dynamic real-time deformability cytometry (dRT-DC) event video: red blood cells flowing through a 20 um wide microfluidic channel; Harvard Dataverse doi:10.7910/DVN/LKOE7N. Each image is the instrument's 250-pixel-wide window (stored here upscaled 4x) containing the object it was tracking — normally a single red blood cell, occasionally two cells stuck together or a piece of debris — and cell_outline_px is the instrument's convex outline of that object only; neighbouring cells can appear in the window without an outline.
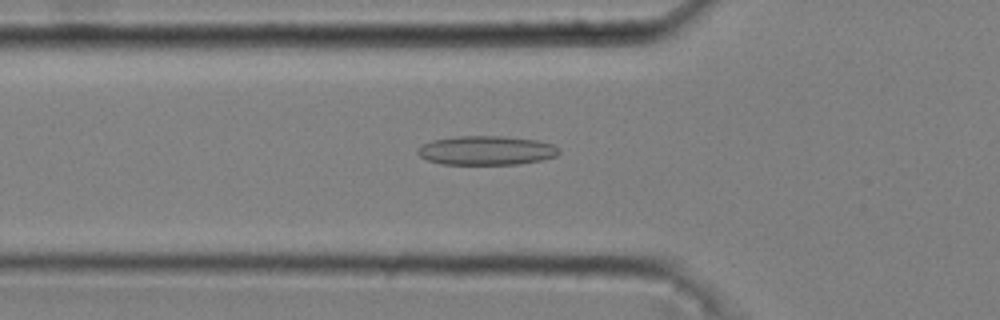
{"species": "common noctule bat (a hibernating species)", "species_latin": "Nyctalus noctula", "temperature_condition": "cold", "stored_images_in_passage": 49, "camera_frame_rate_fps": 3000, "um_per_image_px": 0.085, "animal": {"sex": "male", "body_mass_g": 20.4}, "frame": {"image": 1, "passage_image": 17, "time_ms": 5.333, "image_size_px": [1000, 320], "cell_outline_px": [[560, 152], [556, 156], [540, 160], [520, 164], [440, 164], [428, 160], [420, 156], [416, 152], [416, 148], [420, 144], [432, 140], [460, 136], [504, 136], [536, 140], [552, 144], [560, 148]], "centroid_in_image_um": [41.31, 12.78], "position_along_channel_um": 84.5, "area_um2": 24.1}}
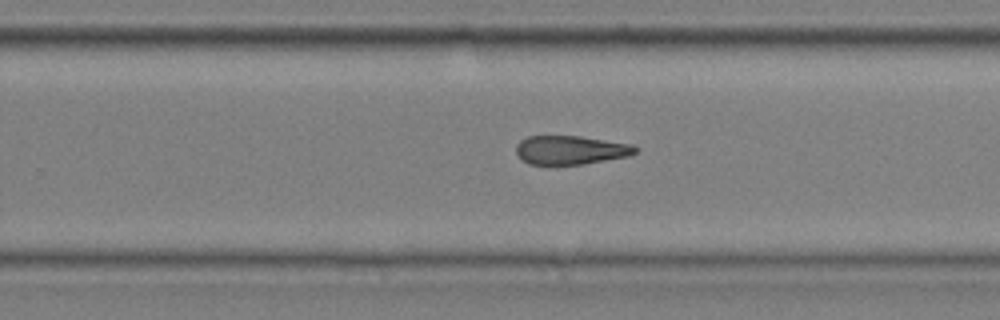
{"frame": {"image": 2, "passage_image": 33, "time_ms": 10.667, "image_size_px": [1000, 320], "cell_outline_px": [[636, 152], [628, 156], [584, 164], [552, 168], [528, 164], [516, 152], [516, 144], [520, 140], [528, 136], [580, 136], [632, 144], [636, 148]], "centroid_in_image_um": [48.44, 12.79], "position_along_channel_um": 281.4, "area_um2": 20.63}}
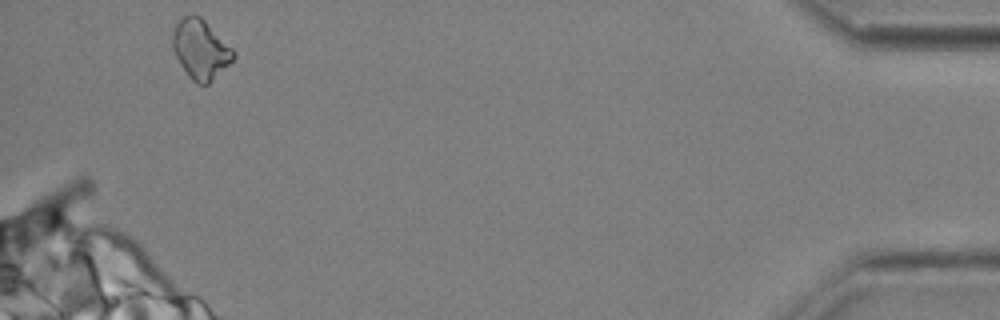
{"frame": {"image": 3, "passage_image": 49, "time_ms": 16.0, "image_size_px": [1000, 320], "cell_outline_px": [[236, 56], [208, 84], [196, 84], [188, 76], [180, 64], [172, 48], [172, 32], [176, 24], [184, 16], [200, 16], [236, 52]], "centroid_in_image_um": [17.03, 4.21], "position_along_channel_um": 418.2, "area_um2": 20.69}, "authors_computed_cell_mechanics": {"area_um2": 21.5016, "velocity_mm_per_s": 3.6869, "shape_relaxation_time_tau1_ms": null, "shape_relaxation_time_tau2_ms": 6.595, "deformation_change_tau1": null, "deformation_change_tau2": 0.1859}}